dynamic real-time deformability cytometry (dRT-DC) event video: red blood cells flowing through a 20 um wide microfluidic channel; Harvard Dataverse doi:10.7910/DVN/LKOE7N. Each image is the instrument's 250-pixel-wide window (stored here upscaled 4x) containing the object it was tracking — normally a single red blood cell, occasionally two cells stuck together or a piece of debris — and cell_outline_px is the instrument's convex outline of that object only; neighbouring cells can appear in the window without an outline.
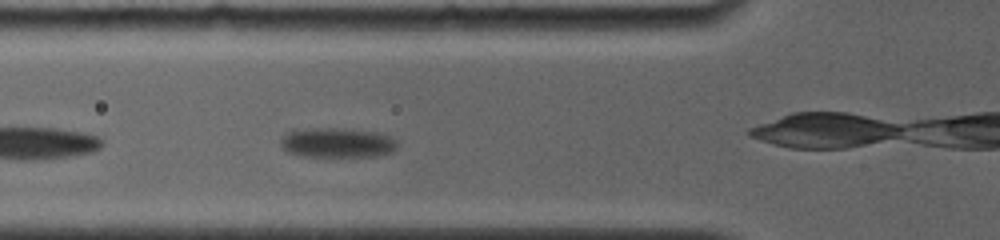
{"species": "common noctule bat (a hibernating species)", "species_latin": "Nyctalus noctula", "temperature_condition": "room temperature", "stored_images_in_passage": 7, "camera_frame_rate_fps": 4000, "um_per_image_px": 0.085, "animal": {"sex": "female", "body_mass_g": 19.0, "forearm_length_mm": 56.7}, "frame": {"image": 1, "passage_image": 6, "time_ms": 1.5, "image_size_px": [1000, 240], "cell_outline_px": [[396, 148], [392, 152], [376, 156], [304, 156], [288, 152], [280, 144], [280, 140], [292, 128], [336, 128], [376, 132], [388, 136], [396, 140]], "centroid_in_image_um": [28.62, 12.12], "position_along_channel_um": 97.2, "area_um2": 20.17}}